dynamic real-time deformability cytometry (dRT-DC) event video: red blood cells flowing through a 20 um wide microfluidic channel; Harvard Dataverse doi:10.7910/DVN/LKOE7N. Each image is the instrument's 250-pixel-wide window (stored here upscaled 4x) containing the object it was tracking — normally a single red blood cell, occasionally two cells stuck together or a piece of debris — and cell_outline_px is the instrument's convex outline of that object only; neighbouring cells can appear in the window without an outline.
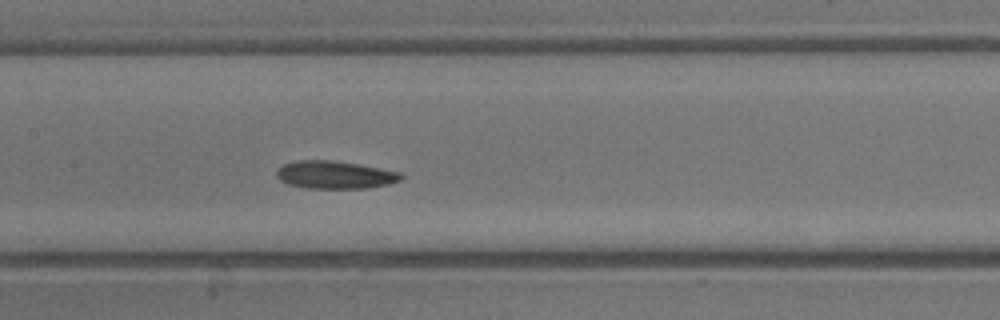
{"species": "common noctule bat (a hibernating species)", "species_latin": "Nyctalus noctula", "temperature_condition": "warm", "stored_images_in_passage": 17, "camera_frame_rate_fps": 3000, "um_per_image_px": 0.085, "animal": {"sex": "male", "body_mass_g": 13.3}, "frame": {"image": 1, "passage_image": 15, "time_ms": 4.667, "image_size_px": [1000, 320], "cell_outline_px": [[404, 176], [400, 180], [388, 184], [364, 188], [304, 188], [288, 184], [280, 180], [276, 176], [276, 172], [284, 164], [300, 160], [332, 160], [404, 172]], "centroid_in_image_um": [28.49, 14.86], "position_along_channel_um": 178.9, "area_um2": 20.06}}
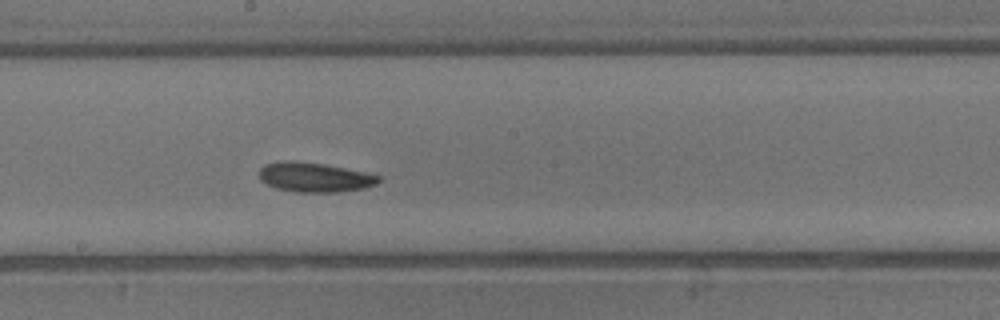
{"frame": {"image": 2, "passage_image": 17, "time_ms": 5.333, "image_size_px": [1000, 320], "cell_outline_px": [[380, 180], [376, 184], [364, 188], [340, 192], [296, 192], [276, 188], [260, 180], [260, 168], [264, 164], [280, 160], [292, 160], [324, 164], [364, 172], [380, 176]], "centroid_in_image_um": [26.71, 15.06], "position_along_channel_um": 221.5, "area_um2": 20.58}}